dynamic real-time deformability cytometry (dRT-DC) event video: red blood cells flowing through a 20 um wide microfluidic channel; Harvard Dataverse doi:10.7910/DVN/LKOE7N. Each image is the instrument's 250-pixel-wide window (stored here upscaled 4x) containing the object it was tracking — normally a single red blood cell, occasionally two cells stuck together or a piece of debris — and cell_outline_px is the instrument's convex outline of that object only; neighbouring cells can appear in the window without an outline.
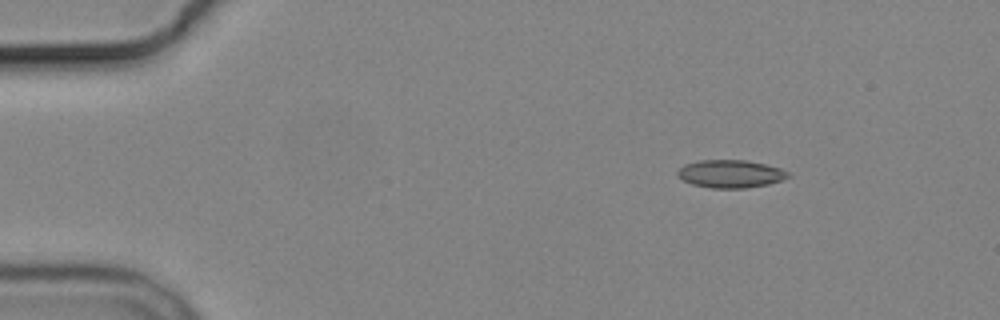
{"species": "common noctule bat (a hibernating species)", "species_latin": "Nyctalus noctula", "temperature_condition": "cold", "stored_images_in_passage": 4, "camera_frame_rate_fps": 3000, "um_per_image_px": 0.085, "animal": {"sex": "male", "body_mass_g": 19.2, "forearm_length_mm": 51.8}, "frame": {"image": 1, "passage_image": 3, "time_ms": 2.333, "image_size_px": [1000, 320], "cell_outline_px": [[792, 176], [768, 184], [748, 188], [712, 188], [692, 184], [676, 176], [676, 172], [684, 164], [700, 160], [748, 160], [780, 168], [788, 172]], "centroid_in_image_um": [62.08, 14.77], "position_along_channel_um": 22.9, "area_um2": 17.98}}